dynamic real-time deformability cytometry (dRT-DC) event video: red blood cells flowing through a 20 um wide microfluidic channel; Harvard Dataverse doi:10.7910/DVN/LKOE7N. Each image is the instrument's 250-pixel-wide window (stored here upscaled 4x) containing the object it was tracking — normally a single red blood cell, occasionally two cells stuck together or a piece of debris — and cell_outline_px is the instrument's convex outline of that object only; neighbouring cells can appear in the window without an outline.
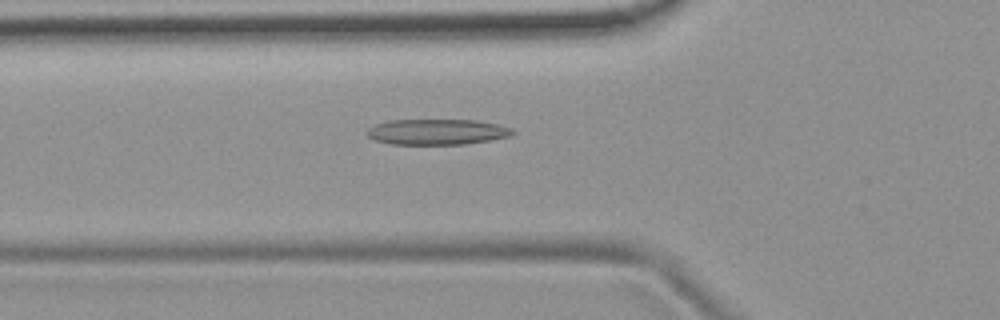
{"species": "common noctule bat (a hibernating species)", "species_latin": "Nyctalus noctula", "temperature_condition": "room temperature", "stored_images_in_passage": 24, "camera_frame_rate_fps": 3000, "um_per_image_px": 0.085, "animal": {"sex": "female", "body_mass_g": 19.9}, "frame": {"image": 1, "passage_image": 7, "time_ms": 2.0, "image_size_px": [1000, 320], "cell_outline_px": [[516, 132], [508, 136], [492, 140], [464, 144], [392, 144], [376, 140], [368, 136], [364, 132], [368, 128], [376, 124], [388, 120], [476, 120], [496, 124], [512, 128]], "centroid_in_image_um": [37.14, 11.2], "position_along_channel_um": 88.7, "area_um2": 21.73}}
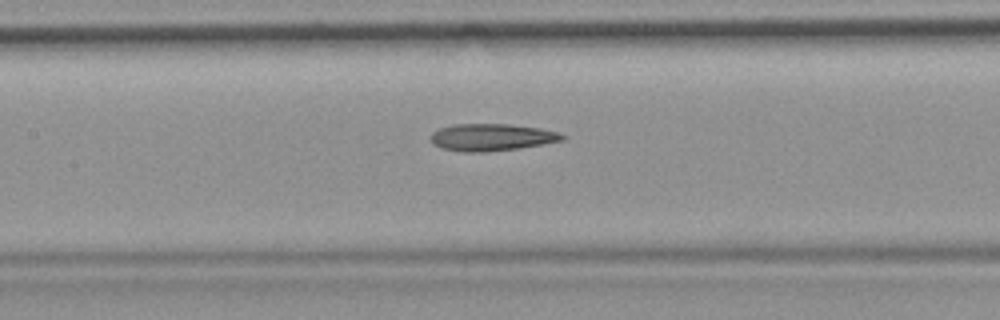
{"frame": {"image": 2, "passage_image": 13, "time_ms": 4.0, "image_size_px": [1000, 320], "cell_outline_px": [[564, 140], [544, 144], [520, 148], [484, 152], [464, 152], [440, 148], [432, 144], [432, 132], [440, 128], [452, 124], [508, 124], [540, 128], [560, 132], [564, 136]], "centroid_in_image_um": [41.79, 11.67], "position_along_channel_um": 165.6, "area_um2": 20.87}}
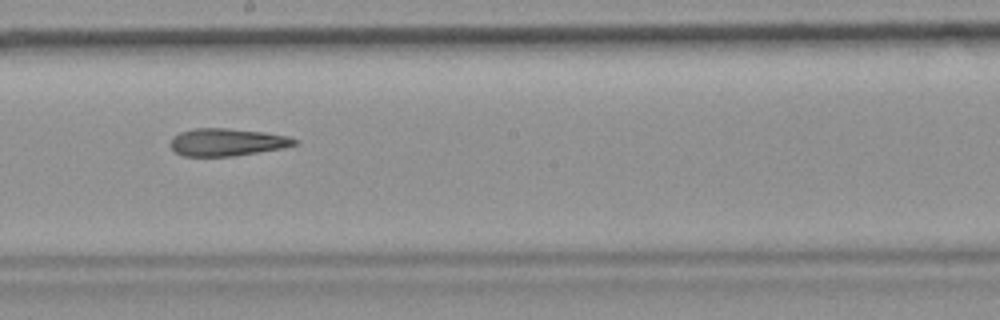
{"frame": {"image": 3, "passage_image": 18, "time_ms": 5.667, "image_size_px": [1000, 320], "cell_outline_px": [[300, 140], [296, 144], [284, 148], [232, 156], [184, 156], [176, 152], [172, 148], [172, 136], [180, 132], [192, 128], [228, 128], [264, 132], [288, 136]], "centroid_in_image_um": [19.32, 12.07], "position_along_channel_um": 228.9, "area_um2": 19.88}}